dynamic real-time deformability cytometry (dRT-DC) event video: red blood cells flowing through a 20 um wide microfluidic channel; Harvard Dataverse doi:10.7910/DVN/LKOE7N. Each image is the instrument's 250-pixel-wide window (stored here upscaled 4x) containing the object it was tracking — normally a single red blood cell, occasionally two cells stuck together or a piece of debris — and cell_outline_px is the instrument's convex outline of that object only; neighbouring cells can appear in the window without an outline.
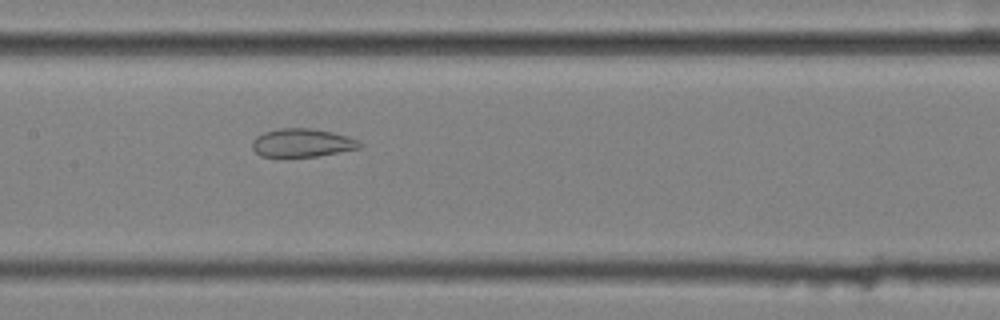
{"species": "common noctule bat (a hibernating species)", "species_latin": "Nyctalus noctula", "temperature_condition": "cold", "stored_images_in_passage": 58, "segment_of_instrument_passage": [2, 2], "camera_frame_rate_fps": 3000, "um_per_image_px": 0.085, "animal": {"sex": "female", "body_mass_g": 25.1}, "frame": {"image": 1, "passage_image": 29, "time_ms": 9.333, "image_size_px": [1000, 320], "cell_outline_px": [[364, 144], [360, 148], [316, 156], [260, 156], [252, 148], [252, 140], [256, 136], [264, 132], [280, 128], [308, 128], [332, 132], [348, 136]], "centroid_in_image_um": [25.67, 12.13], "position_along_channel_um": 181.7, "area_um2": 17.57}}
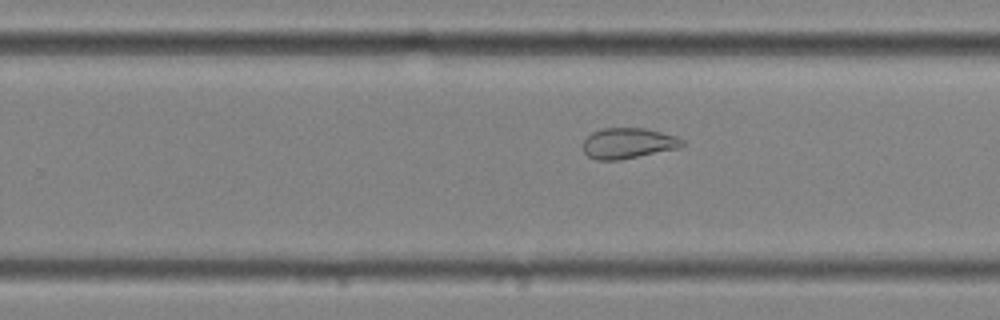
{"frame": {"image": 2, "passage_image": 37, "time_ms": 12.0, "image_size_px": [1000, 320], "cell_outline_px": [[684, 144], [680, 148], [620, 160], [596, 160], [588, 156], [584, 152], [584, 140], [592, 132], [600, 128], [644, 128], [676, 136], [684, 140]], "centroid_in_image_um": [53.4, 12.18], "position_along_channel_um": 276.4, "area_um2": 17.74}}
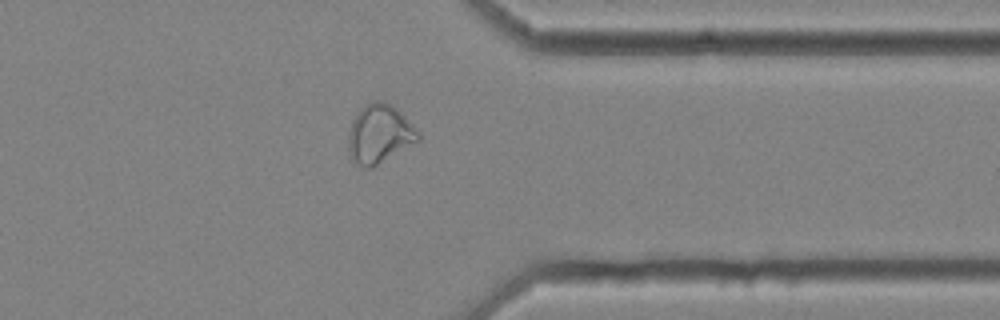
{"frame": {"image": 3, "passage_image": 46, "time_ms": 15.0, "image_size_px": [1000, 320], "cell_outline_px": [[420, 140], [372, 168], [364, 168], [352, 160], [348, 156], [348, 132], [352, 120], [360, 108], [364, 104], [372, 100], [384, 100], [392, 104], [420, 132]], "centroid_in_image_um": [32.23, 11.37], "position_along_channel_um": 379.2, "area_um2": 24.28}}